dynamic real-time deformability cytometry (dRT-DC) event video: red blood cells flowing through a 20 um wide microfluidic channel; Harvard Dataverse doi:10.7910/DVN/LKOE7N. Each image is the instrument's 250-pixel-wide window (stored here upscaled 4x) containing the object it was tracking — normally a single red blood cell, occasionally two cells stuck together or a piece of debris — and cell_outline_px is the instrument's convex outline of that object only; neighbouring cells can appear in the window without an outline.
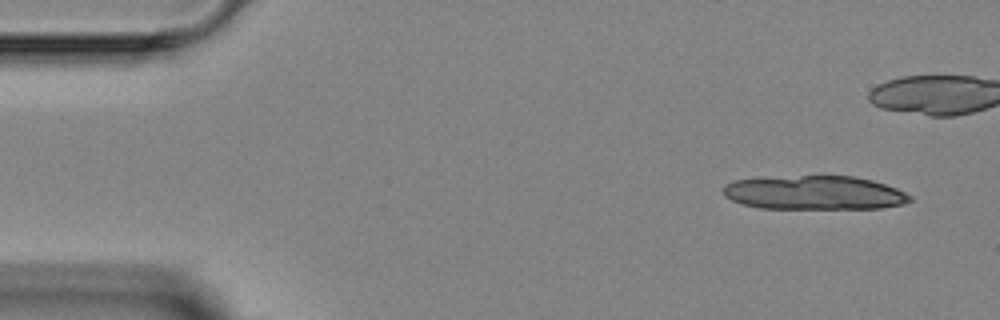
{"species": "Egyptian fruit bat (a non-hibernating species)", "species_latin": "Rousettus aegyptiacus", "temperature_condition": "room temperature", "stored_images_in_passage": 5, "segment_of_instrument_passage": [1, 2], "camera_frame_rate_fps": 3000, "um_per_image_px": 0.085, "animal": {"sex": "female"}, "frame": {"image": 1, "passage_image": 1, "time_ms": 0.0, "image_size_px": [1000, 320], "cell_outline_px": [[912, 200], [904, 204], [880, 208], [760, 208], [744, 204], [732, 200], [724, 196], [724, 184], [736, 180], [760, 176], [856, 176], [872, 180], [896, 188], [912, 196]], "centroid_in_image_um": [69.2, 16.37], "position_along_channel_um": 15.8, "area_um2": 37.11}}